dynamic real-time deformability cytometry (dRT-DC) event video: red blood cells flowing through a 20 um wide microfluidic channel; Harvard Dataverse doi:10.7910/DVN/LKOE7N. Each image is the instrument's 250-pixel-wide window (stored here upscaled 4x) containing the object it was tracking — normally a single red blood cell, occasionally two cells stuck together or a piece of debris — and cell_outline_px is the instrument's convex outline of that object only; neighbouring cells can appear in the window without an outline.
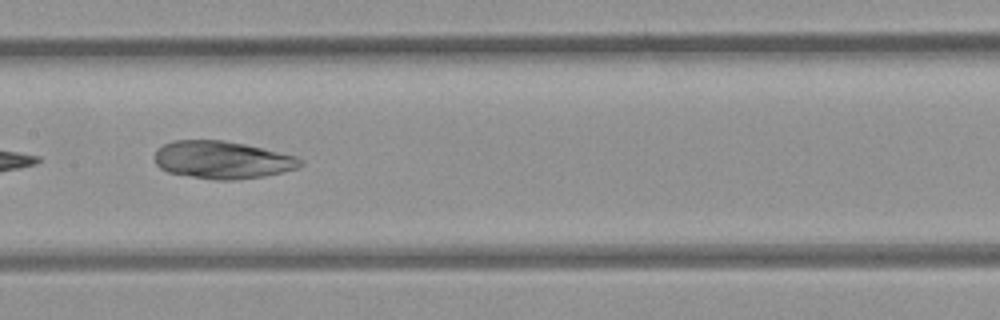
{"species": "common noctule bat (a hibernating species)", "species_latin": "Nyctalus noctula", "temperature_condition": "room temperature", "stored_images_in_passage": 12, "camera_frame_rate_fps": 3000, "um_per_image_px": 0.085, "animal": {"sex": "female", "body_mass_g": 21.9}, "frame": {"image": 1, "passage_image": 6, "time_ms": 5.667, "image_size_px": [1000, 320], "cell_outline_px": [[304, 164], [296, 168], [264, 176], [236, 180], [216, 180], [168, 172], [160, 168], [156, 164], [156, 152], [164, 144], [172, 140], [224, 140], [244, 144], [296, 156]], "centroid_in_image_um": [18.89, 13.59], "position_along_channel_um": 188.5, "area_um2": 31.56}}
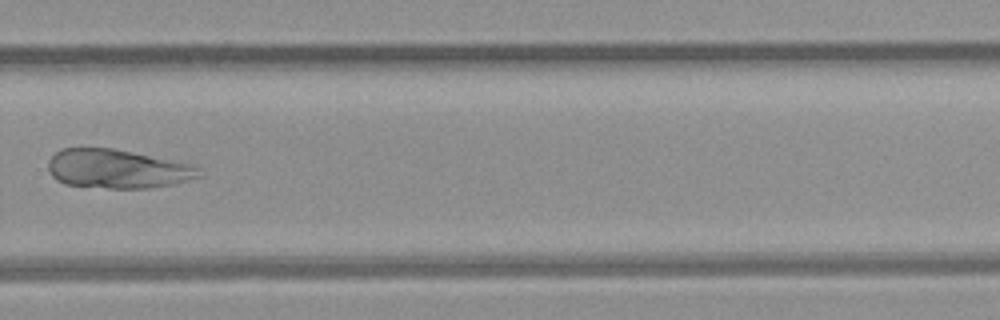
{"frame": {"image": 2, "passage_image": 9, "time_ms": 9.0, "image_size_px": [1000, 320], "cell_outline_px": [[200, 176], [172, 184], [148, 188], [108, 188], [64, 184], [56, 180], [52, 176], [48, 168], [48, 160], [60, 148], [112, 148], [192, 164], [200, 168]], "centroid_in_image_um": [9.94, 14.35], "position_along_channel_um": 319.9, "area_um2": 34.04}}
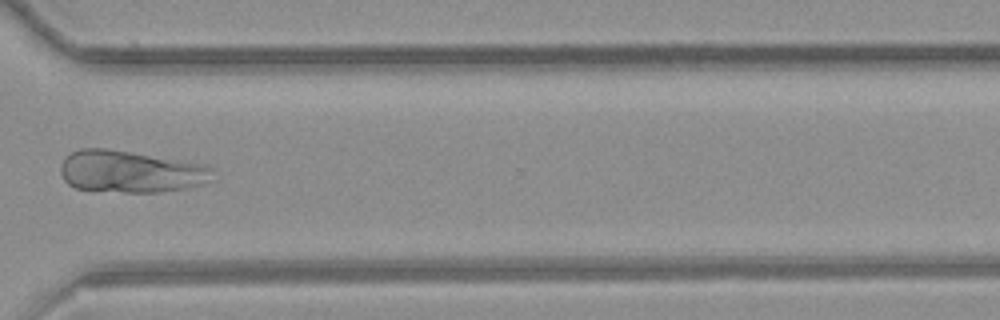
{"frame": {"image": 3, "passage_image": 10, "time_ms": 10.0, "image_size_px": [1000, 320], "cell_outline_px": [[212, 180], [188, 188], [156, 192], [124, 192], [76, 188], [68, 184], [64, 180], [60, 172], [60, 164], [64, 156], [80, 148], [104, 148], [200, 164], [212, 168]], "centroid_in_image_um": [11.02, 14.59], "position_along_channel_um": 359.6, "area_um2": 36.76}}